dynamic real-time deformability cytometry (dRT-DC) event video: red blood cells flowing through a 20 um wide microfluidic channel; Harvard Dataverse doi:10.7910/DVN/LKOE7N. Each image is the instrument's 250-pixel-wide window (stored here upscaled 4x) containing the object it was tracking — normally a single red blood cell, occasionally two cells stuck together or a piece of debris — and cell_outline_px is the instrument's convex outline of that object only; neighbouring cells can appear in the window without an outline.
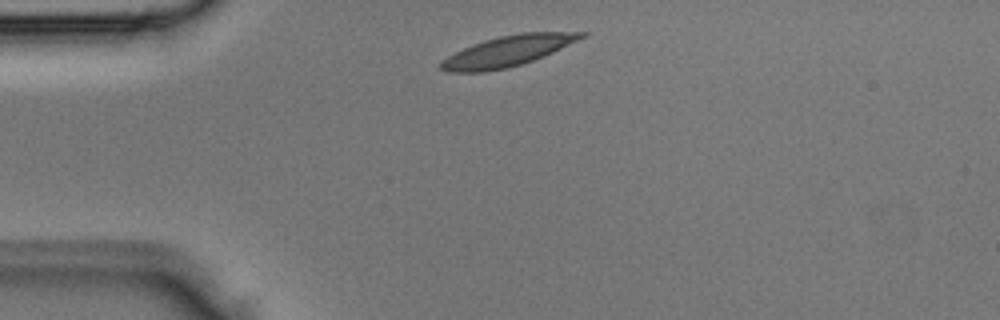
{"species": "Egyptian fruit bat (a non-hibernating species)", "species_latin": "Rousettus aegyptiacus", "temperature_condition": "room temperature", "stored_images_in_passage": 1, "camera_frame_rate_fps": 3000, "um_per_image_px": 0.085, "animal": {"sex": "male"}, "frame": {"image": 1, "passage_image": 1, "time_ms": 0.0, "image_size_px": [1000, 320], "cell_outline_px": [[588, 32], [584, 36], [544, 56], [508, 68], [488, 72], [448, 72], [440, 68], [440, 60], [472, 44], [484, 40], [500, 36], [520, 32]], "centroid_in_image_um": [43.09, 4.35], "position_along_channel_um": 41.9, "area_um2": 24.68}}